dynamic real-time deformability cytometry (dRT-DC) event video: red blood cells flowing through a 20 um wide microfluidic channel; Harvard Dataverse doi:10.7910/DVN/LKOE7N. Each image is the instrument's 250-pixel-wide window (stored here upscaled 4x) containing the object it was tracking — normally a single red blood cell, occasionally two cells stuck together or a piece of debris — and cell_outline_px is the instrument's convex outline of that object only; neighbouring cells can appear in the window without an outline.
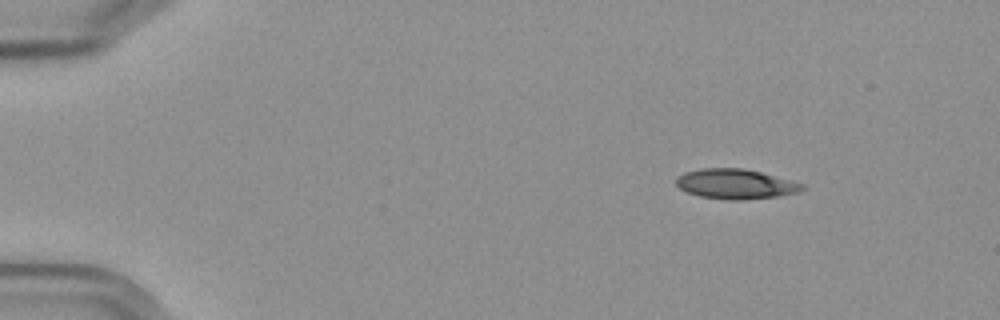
{"species": "Egyptian fruit bat (a non-hibernating species)", "species_latin": "Rousettus aegyptiacus", "temperature_condition": "cold", "stored_images_in_passage": 5, "camera_frame_rate_fps": 3000, "um_per_image_px": 0.085, "frame": {"image": 1, "passage_image": 2, "time_ms": 1.333, "image_size_px": [1000, 320], "cell_outline_px": [[804, 188], [800, 192], [776, 196], [740, 200], [728, 200], [700, 196], [688, 192], [680, 188], [676, 184], [676, 180], [684, 172], [700, 168], [744, 168], [760, 172], [804, 184]], "centroid_in_image_um": [62.51, 15.63], "position_along_channel_um": 22.5, "area_um2": 21.73}}
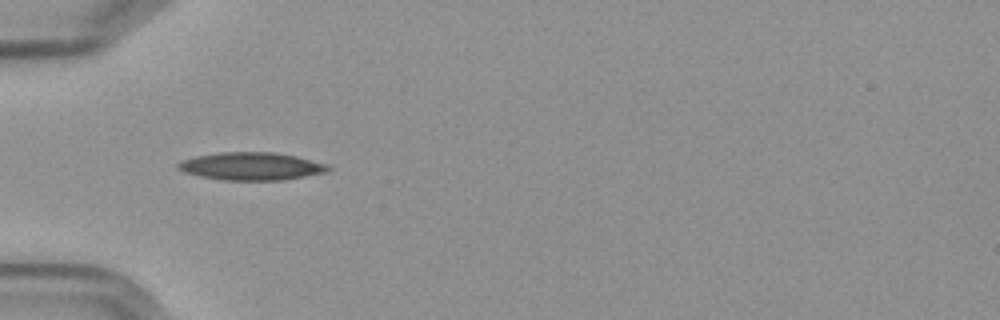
{"frame": {"image": 2, "passage_image": 5, "time_ms": 5.0, "image_size_px": [1000, 320], "cell_outline_px": [[332, 168], [328, 172], [280, 180], [224, 180], [200, 176], [184, 172], [176, 168], [176, 164], [184, 160], [196, 156], [220, 152], [272, 152], [296, 156], [328, 164]], "centroid_in_image_um": [21.38, 14.13], "position_along_channel_um": 63.6, "area_um2": 24.22}}